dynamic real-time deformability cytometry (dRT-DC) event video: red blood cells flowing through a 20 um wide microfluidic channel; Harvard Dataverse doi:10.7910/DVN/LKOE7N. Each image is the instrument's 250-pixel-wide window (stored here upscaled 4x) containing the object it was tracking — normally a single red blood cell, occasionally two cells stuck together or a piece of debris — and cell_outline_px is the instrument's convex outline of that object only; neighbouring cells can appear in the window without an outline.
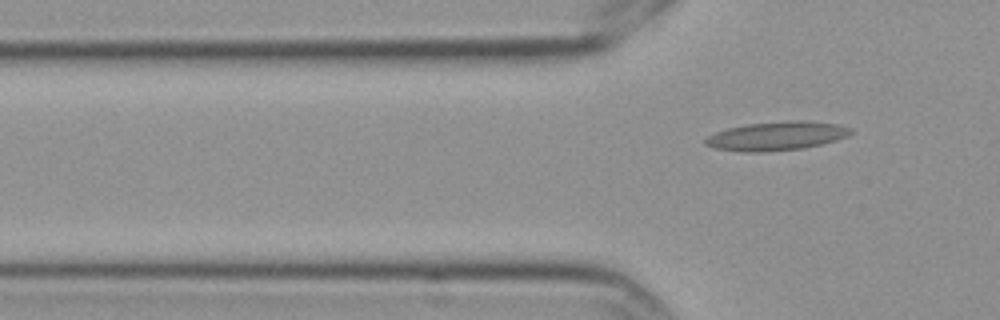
{"species": "Egyptian fruit bat (a non-hibernating species)", "species_latin": "Rousettus aegyptiacus", "temperature_condition": "cold", "stored_images_in_passage": 7, "segment_of_instrument_passage": [2, 2], "camera_frame_rate_fps": 3000, "um_per_image_px": 0.085, "frame": {"image": 1, "passage_image": 7, "time_ms": 2.0, "image_size_px": [1000, 320], "cell_outline_px": [[852, 132], [848, 136], [836, 140], [804, 148], [760, 152], [744, 152], [716, 148], [704, 144], [704, 140], [708, 136], [716, 132], [728, 128], [744, 124], [788, 120], [808, 120], [836, 124], [852, 128]], "centroid_in_image_um": [66.02, 11.54], "position_along_channel_um": 59.8, "area_um2": 24.45}}